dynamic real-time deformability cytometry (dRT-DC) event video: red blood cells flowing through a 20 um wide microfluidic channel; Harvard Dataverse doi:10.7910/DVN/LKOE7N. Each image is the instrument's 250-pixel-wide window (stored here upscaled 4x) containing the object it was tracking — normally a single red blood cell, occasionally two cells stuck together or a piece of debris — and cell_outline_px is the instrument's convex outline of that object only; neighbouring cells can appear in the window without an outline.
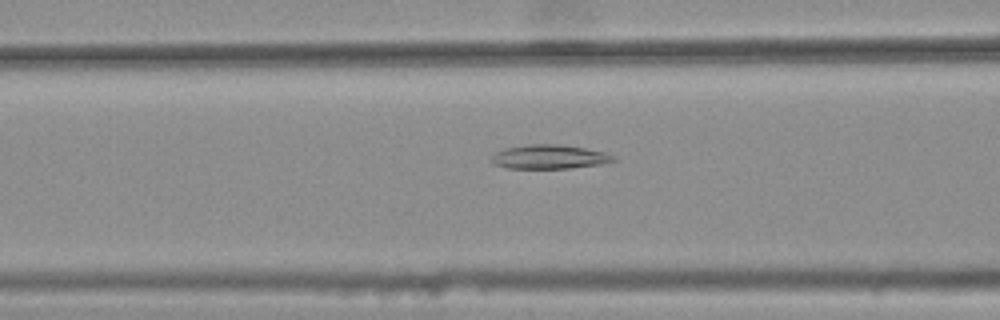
{"species": "common noctule bat (a hibernating species)", "species_latin": "Nyctalus noctula", "temperature_condition": "warm", "stored_images_in_passage": 33, "camera_frame_rate_fps": 3000, "um_per_image_px": 0.085, "animal": {"sex": "female", "body_mass_g": 25.1}, "frame": {"image": 1, "passage_image": 6, "time_ms": 1.667, "image_size_px": [1000, 320], "cell_outline_px": [[616, 160], [600, 164], [568, 168], [508, 168], [492, 164], [488, 160], [496, 152], [504, 148], [528, 144], [556, 144], [584, 148], [604, 152], [612, 156]], "centroid_in_image_um": [46.6, 13.33], "position_along_channel_um": 120.0, "area_um2": 16.99}}
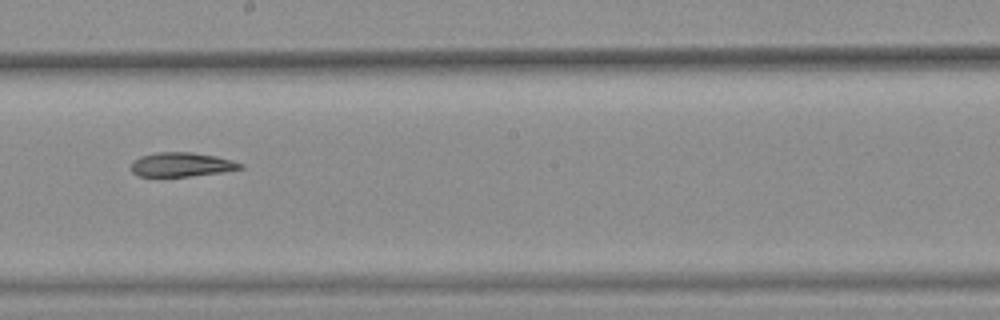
{"frame": {"image": 2, "passage_image": 15, "time_ms": 4.667, "image_size_px": [1000, 320], "cell_outline_px": [[244, 168], [220, 172], [188, 176], [140, 176], [132, 172], [132, 160], [140, 156], [156, 152], [192, 152], [216, 156], [232, 160], [244, 164]], "centroid_in_image_um": [15.43, 13.97], "position_along_channel_um": 232.8, "area_um2": 15.32}}
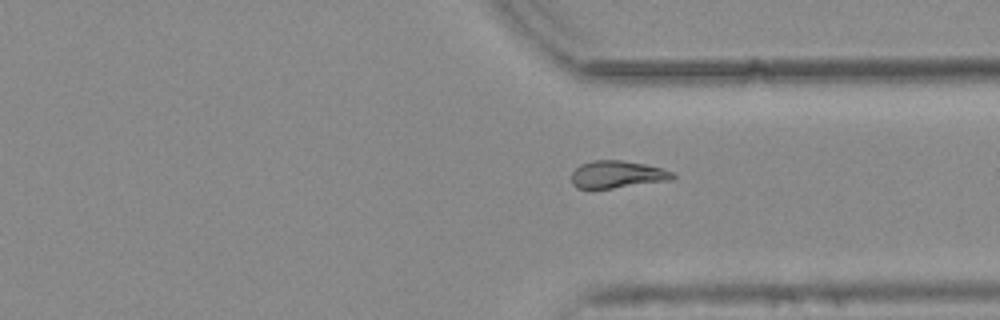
{"frame": {"image": 3, "passage_image": 25, "time_ms": 8.0, "image_size_px": [1000, 320], "cell_outline_px": [[676, 176], [672, 180], [612, 188], [576, 188], [572, 184], [572, 172], [580, 164], [592, 160], [620, 160], [644, 164], [660, 168], [672, 172]], "centroid_in_image_um": [52.45, 14.82], "position_along_channel_um": 359.0, "area_um2": 16.01}}